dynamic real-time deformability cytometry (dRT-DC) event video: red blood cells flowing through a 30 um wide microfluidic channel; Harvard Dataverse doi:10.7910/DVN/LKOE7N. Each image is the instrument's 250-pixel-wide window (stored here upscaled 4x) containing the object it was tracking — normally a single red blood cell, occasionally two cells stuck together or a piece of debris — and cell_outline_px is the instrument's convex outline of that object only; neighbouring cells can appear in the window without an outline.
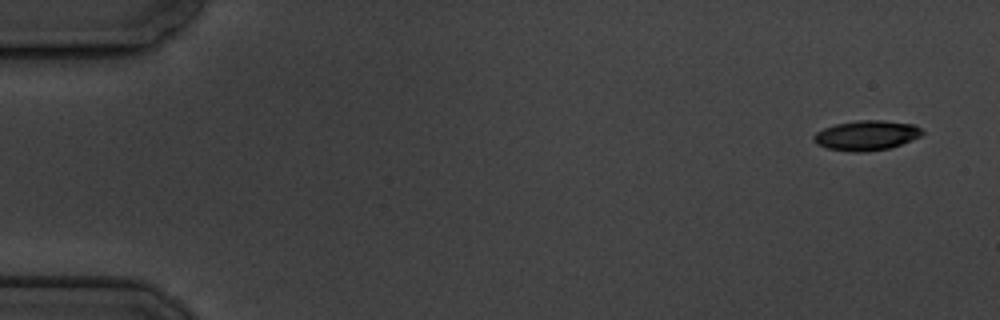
{"species": "common noctule bat (a hibernating species)", "species_latin": "Nyctalus noctula", "temperature_condition": "cold", "stored_images_in_passage": 5, "camera_frame_rate_fps": 3000, "um_per_image_px": 0.085, "animal": {"sex": "male", "body_mass_g": 19.5, "forearm_length_mm": 54.6}, "frame": {"image": 1, "passage_image": 1, "time_ms": 0.0, "image_size_px": [1000, 320], "cell_outline_px": [[924, 132], [920, 136], [900, 144], [888, 148], [864, 152], [852, 152], [828, 148], [816, 144], [812, 140], [812, 136], [816, 132], [824, 128], [836, 124], [860, 120], [884, 120], [912, 124], [920, 128]], "centroid_in_image_um": [73.61, 11.51], "position_along_channel_um": 11.4, "area_um2": 18.73}}
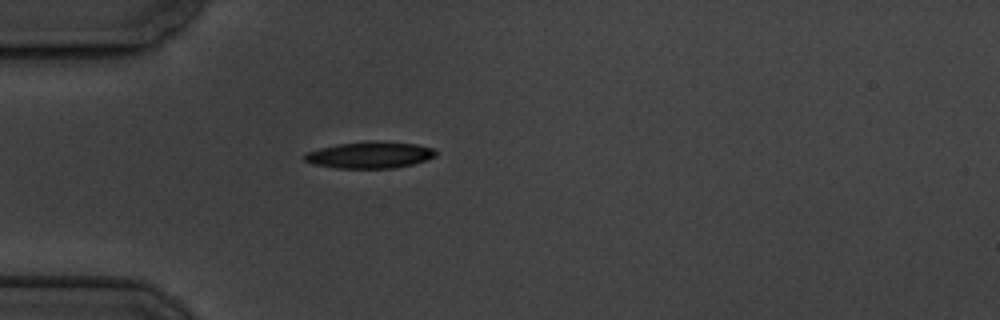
{"frame": {"image": 2, "passage_image": 5, "time_ms": 4.667, "image_size_px": [1000, 320], "cell_outline_px": [[436, 156], [412, 164], [392, 168], [336, 168], [312, 164], [304, 160], [300, 156], [308, 152], [320, 148], [336, 144], [368, 140], [384, 140], [416, 144], [432, 148], [436, 152]], "centroid_in_image_um": [31.39, 13.15], "position_along_channel_um": 53.6, "area_um2": 20.58}}